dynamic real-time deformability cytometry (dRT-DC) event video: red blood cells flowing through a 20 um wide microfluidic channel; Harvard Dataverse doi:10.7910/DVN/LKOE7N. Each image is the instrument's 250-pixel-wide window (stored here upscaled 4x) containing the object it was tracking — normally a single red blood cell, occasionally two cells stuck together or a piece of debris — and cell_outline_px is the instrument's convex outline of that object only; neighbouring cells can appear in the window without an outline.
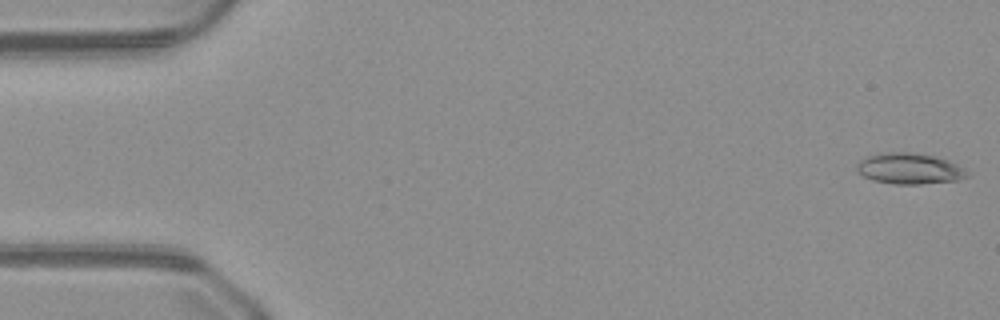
{"species": "common noctule bat (a hibernating species)", "species_latin": "Nyctalus noctula", "temperature_condition": "warm", "stored_images_in_passage": 9, "camera_frame_rate_fps": 3000, "um_per_image_px": 0.085, "animal": {"sex": "male", "body_mass_g": 23.1, "forearm_length_mm": 52.7}, "frame": {"image": 1, "passage_image": 1, "time_ms": 0.0, "image_size_px": [1000, 320], "cell_outline_px": [[968, 176], [956, 180], [920, 184], [896, 184], [872, 180], [856, 172], [856, 164], [864, 156], [880, 152], [908, 152], [932, 156], [948, 160], [964, 168]], "centroid_in_image_um": [77.22, 14.32], "position_along_channel_um": 7.8, "area_um2": 19.88}}